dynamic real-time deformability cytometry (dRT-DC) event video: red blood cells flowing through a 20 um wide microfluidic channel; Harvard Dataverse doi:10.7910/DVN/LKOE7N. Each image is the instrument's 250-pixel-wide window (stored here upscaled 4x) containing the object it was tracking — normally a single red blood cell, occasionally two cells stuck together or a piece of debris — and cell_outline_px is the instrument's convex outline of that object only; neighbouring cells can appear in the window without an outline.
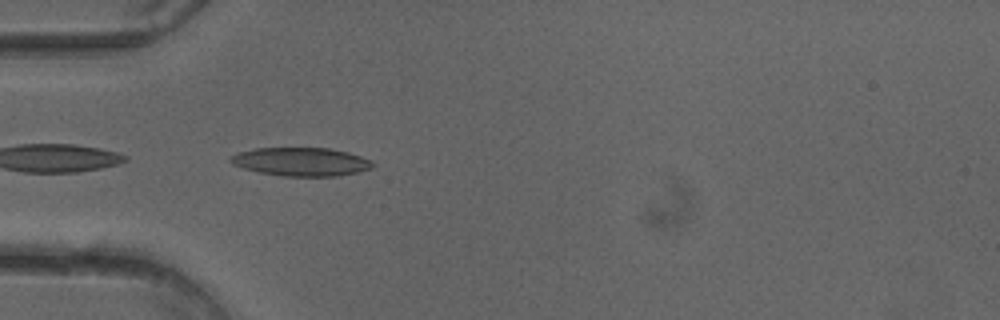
{"species": "common noctule bat (a hibernating species)", "species_latin": "Nyctalus noctula", "temperature_condition": "cold", "stored_images_in_passage": 4, "camera_frame_rate_fps": 3000, "um_per_image_px": 0.085, "animal": {"sex": "female"}, "frame": {"image": 1, "passage_image": 1, "time_ms": 0.0, "image_size_px": [1000, 320], "cell_outline_px": [[376, 164], [372, 168], [356, 172], [336, 176], [280, 176], [260, 172], [244, 168], [232, 164], [228, 160], [236, 152], [252, 148], [332, 148], [348, 152], [372, 160]], "centroid_in_image_um": [25.59, 13.74], "position_along_channel_um": 59.4, "area_um2": 23.7}}